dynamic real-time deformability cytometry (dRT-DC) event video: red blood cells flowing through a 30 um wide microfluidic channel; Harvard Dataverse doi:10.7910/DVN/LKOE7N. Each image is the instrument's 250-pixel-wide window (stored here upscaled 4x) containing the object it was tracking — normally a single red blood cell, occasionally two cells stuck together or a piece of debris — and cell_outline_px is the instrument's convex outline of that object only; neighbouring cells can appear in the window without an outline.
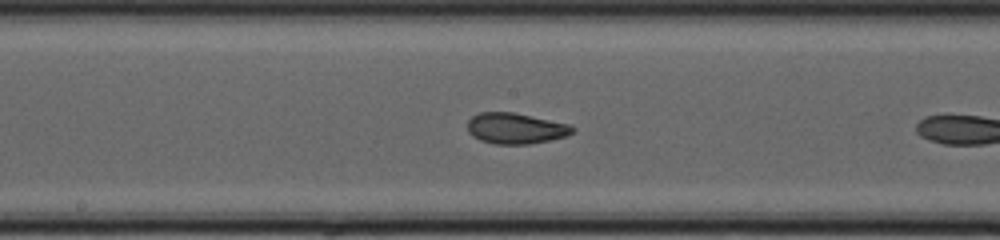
{"species": "common noctule bat (a hibernating species)", "species_latin": "Nyctalus noctula", "temperature_condition": "cold", "stored_images_in_passage": 19, "camera_frame_rate_fps": 3000, "um_per_image_px": 0.085, "animal": {"sex": "female", "body_mass_g": 20.0, "forearm_length_mm": 54.0}, "frame": {"image": 1, "passage_image": 11, "time_ms": 3.333, "image_size_px": [1000, 240], "cell_outline_px": [[576, 132], [568, 136], [528, 144], [496, 144], [480, 140], [472, 136], [468, 132], [468, 120], [472, 116], [480, 112], [512, 112], [568, 124], [576, 128]], "centroid_in_image_um": [43.83, 10.91], "position_along_channel_um": 204.4, "area_um2": 18.84}}
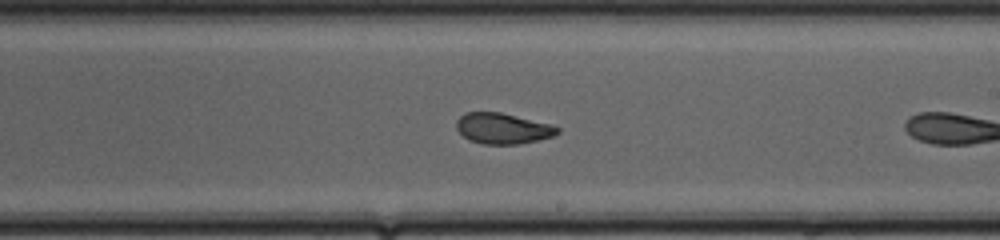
{"frame": {"image": 2, "passage_image": 14, "time_ms": 4.333, "image_size_px": [1000, 240], "cell_outline_px": [[560, 132], [552, 136], [520, 144], [484, 144], [468, 140], [456, 128], [456, 120], [464, 112], [500, 112], [552, 124], [560, 128]], "centroid_in_image_um": [42.72, 10.91], "position_along_channel_um": 246.3, "area_um2": 18.15}}